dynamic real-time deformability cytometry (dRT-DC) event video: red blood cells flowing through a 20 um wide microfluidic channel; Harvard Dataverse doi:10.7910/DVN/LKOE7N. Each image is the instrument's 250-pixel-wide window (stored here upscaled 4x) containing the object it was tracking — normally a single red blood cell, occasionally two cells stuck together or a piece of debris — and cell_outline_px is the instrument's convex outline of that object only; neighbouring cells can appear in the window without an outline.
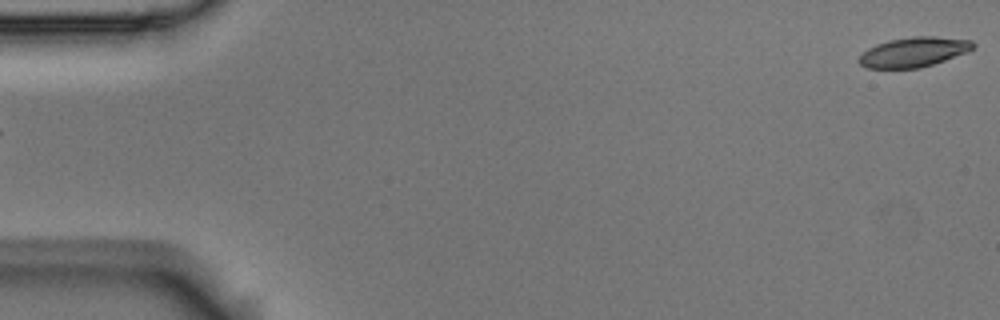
{"species": "Egyptian fruit bat (a non-hibernating species)", "species_latin": "Rousettus aegyptiacus", "temperature_condition": "room temperature", "stored_images_in_passage": 5, "segment_of_instrument_passage": [2, 2], "camera_frame_rate_fps": 3000, "um_per_image_px": 0.085, "animal": {"sex": "male"}, "frame": {"image": 1, "passage_image": 5, "time_ms": 1.333, "image_size_px": [1000, 320], "cell_outline_px": [[976, 44], [968, 52], [920, 68], [868, 68], [860, 64], [856, 60], [868, 48], [876, 44], [888, 40], [912, 36], [932, 36], [972, 40]], "centroid_in_image_um": [77.66, 4.42], "position_along_channel_um": 7.3, "area_um2": 19.77}}